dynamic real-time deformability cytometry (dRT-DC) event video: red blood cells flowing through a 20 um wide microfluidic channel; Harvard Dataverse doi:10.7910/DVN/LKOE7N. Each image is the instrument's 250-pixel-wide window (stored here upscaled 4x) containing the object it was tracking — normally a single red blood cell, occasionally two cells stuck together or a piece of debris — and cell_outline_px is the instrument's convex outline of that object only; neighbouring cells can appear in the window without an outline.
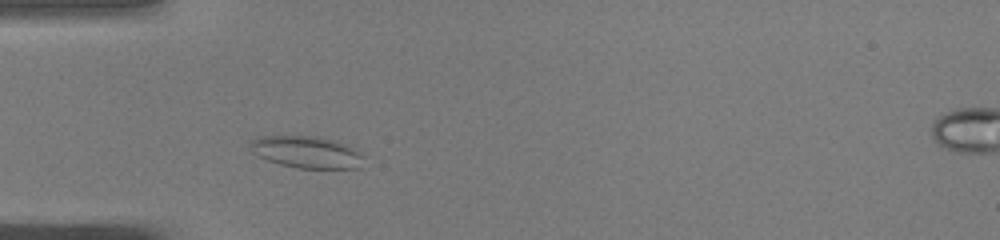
{"species": "common noctule bat (a hibernating species)", "species_latin": "Nyctalus noctula", "temperature_condition": "warm", "stored_images_in_passage": 27, "camera_frame_rate_fps": 3000, "um_per_image_px": 0.085, "animal": {"sex": "male", "body_mass_g": 19.0, "forearm_length_mm": 50.8}, "frame": {"image": 1, "passage_image": 2, "time_ms": 0.333, "image_size_px": [1000, 240], "cell_outline_px": [[364, 156], [360, 168], [296, 168], [280, 164], [256, 156], [252, 152], [248, 144], [252, 140], [260, 136], [312, 136], [332, 140], [352, 148]], "centroid_in_image_um": [26.0, 12.94], "position_along_channel_um": 59.0, "area_um2": 20.92}}
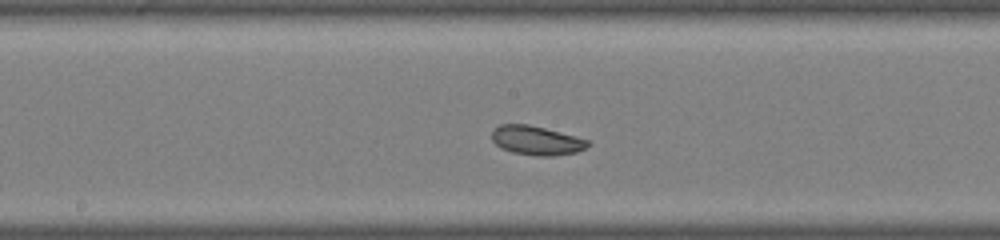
{"frame": {"image": 2, "passage_image": 13, "time_ms": 4.0, "image_size_px": [1000, 240], "cell_outline_px": [[588, 144], [584, 148], [576, 152], [556, 156], [536, 156], [512, 152], [500, 148], [492, 140], [492, 128], [500, 124], [528, 124], [544, 128], [588, 140]], "centroid_in_image_um": [45.53, 11.94], "position_along_channel_um": 202.7, "area_um2": 16.18}}
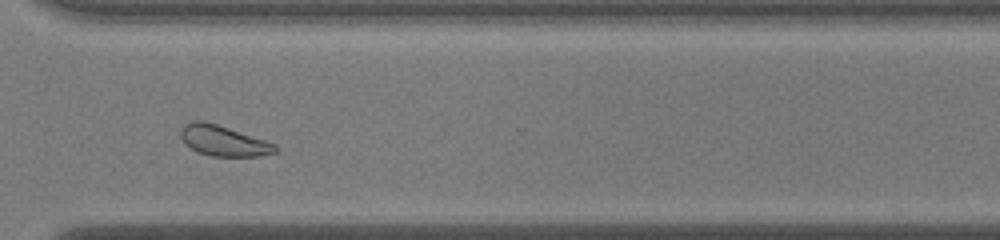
{"frame": {"image": 3, "passage_image": 24, "time_ms": 7.667, "image_size_px": [1000, 240], "cell_outline_px": [[280, 148], [276, 152], [256, 156], [212, 156], [196, 152], [180, 136], [180, 132], [184, 124], [192, 120], [204, 120], [276, 144]], "centroid_in_image_um": [18.99, 11.96], "position_along_channel_um": 351.6, "area_um2": 16.59}, "authors_computed_cell_mechanics": {"area_um2": 16.3574, "velocity_mm_per_s": 4.0415, "shape_relaxation_time_tau1_ms": 4.2042, "shape_relaxation_time_tau2_ms": 8.2051, "deformation_change_tau1": 0.0673, "deformation_change_tau2": 0.1348}}